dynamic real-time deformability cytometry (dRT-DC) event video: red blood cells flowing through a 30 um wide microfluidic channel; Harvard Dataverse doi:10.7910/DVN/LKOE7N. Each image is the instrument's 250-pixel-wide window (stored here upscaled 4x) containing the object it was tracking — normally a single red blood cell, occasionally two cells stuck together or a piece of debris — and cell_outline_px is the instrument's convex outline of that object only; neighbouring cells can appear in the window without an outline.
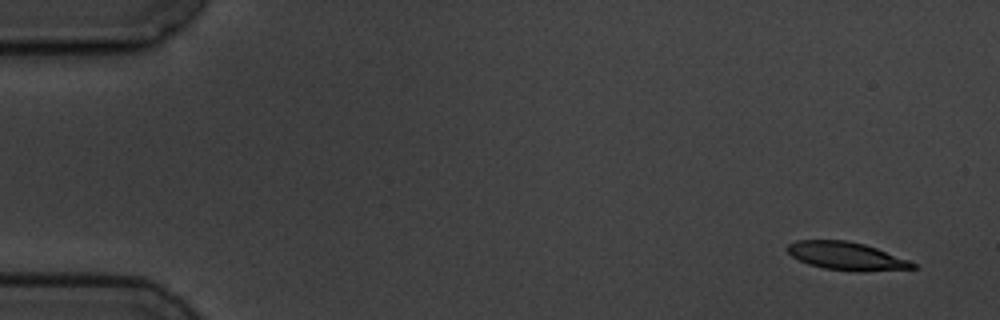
{"species": "common noctule bat (a hibernating species)", "species_latin": "Nyctalus noctula", "temperature_condition": "cold", "stored_images_in_passage": 5, "camera_frame_rate_fps": 3000, "um_per_image_px": 0.085, "animal": {"sex": "male", "body_mass_g": 19.5, "forearm_length_mm": 54.6}, "frame": {"image": 1, "passage_image": 1, "time_ms": 0.0, "image_size_px": [1000, 320], "cell_outline_px": [[920, 268], [860, 272], [856, 272], [824, 268], [808, 264], [792, 256], [788, 252], [788, 244], [796, 240], [844, 240], [864, 244], [876, 248], [908, 260], [916, 264]], "centroid_in_image_um": [71.97, 21.77], "position_along_channel_um": 13.0, "area_um2": 20.4}}
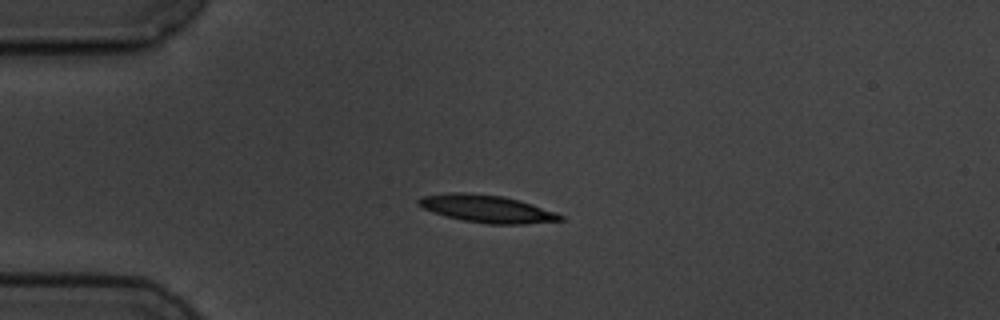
{"frame": {"image": 2, "passage_image": 4, "time_ms": 3.667, "image_size_px": [1000, 320], "cell_outline_px": [[564, 220], [524, 224], [488, 224], [464, 220], [432, 212], [416, 204], [416, 200], [424, 196], [452, 192], [464, 192], [504, 196], [532, 204], [556, 212], [564, 216]], "centroid_in_image_um": [41.4, 17.74], "position_along_channel_um": 43.6, "area_um2": 22.6}}